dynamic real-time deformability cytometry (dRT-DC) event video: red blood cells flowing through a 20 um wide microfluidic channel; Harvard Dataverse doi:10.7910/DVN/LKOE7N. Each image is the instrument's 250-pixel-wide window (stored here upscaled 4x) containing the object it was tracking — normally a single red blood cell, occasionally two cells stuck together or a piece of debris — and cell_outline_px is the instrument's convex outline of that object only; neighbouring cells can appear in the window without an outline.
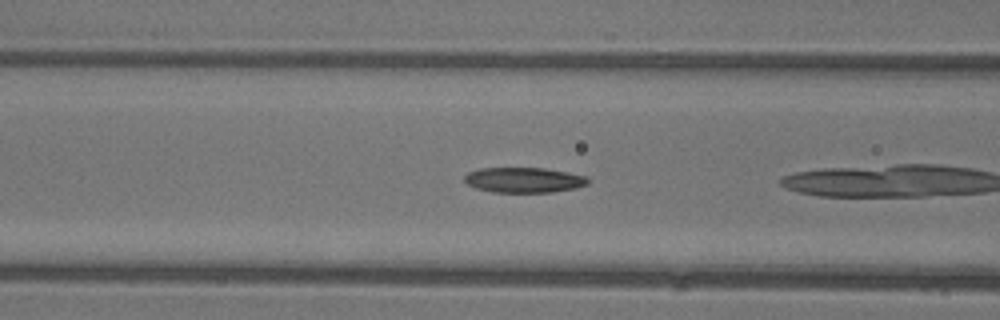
{"species": "common noctule bat (a hibernating species)", "species_latin": "Nyctalus noctula", "temperature_condition": "warm", "stored_images_in_passage": 7, "camera_frame_rate_fps": 3000, "um_per_image_px": 0.085, "animal": {"sex": "female"}, "frame": {"image": 1, "passage_image": 6, "time_ms": 1.667, "image_size_px": [1000, 320], "cell_outline_px": [[588, 184], [576, 188], [552, 192], [492, 192], [476, 188], [468, 184], [464, 180], [464, 176], [468, 172], [480, 168], [544, 168], [568, 172], [588, 176]], "centroid_in_image_um": [44.54, 15.29], "position_along_channel_um": 122.1, "area_um2": 18.21}}